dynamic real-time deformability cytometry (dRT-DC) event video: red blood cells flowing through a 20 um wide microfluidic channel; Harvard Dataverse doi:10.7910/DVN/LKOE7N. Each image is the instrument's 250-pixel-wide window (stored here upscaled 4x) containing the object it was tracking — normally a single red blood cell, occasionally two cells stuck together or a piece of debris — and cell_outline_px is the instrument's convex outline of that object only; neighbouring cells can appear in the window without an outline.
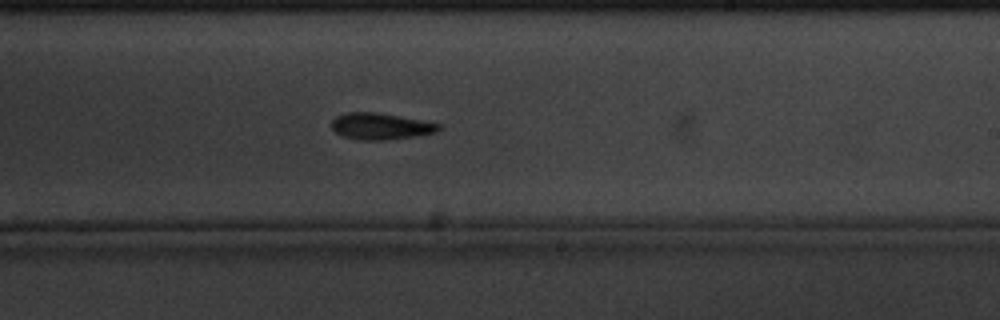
{"species": "common noctule bat (a hibernating species)", "species_latin": "Nyctalus noctula", "temperature_condition": "cold", "stored_images_in_passage": 56, "camera_frame_rate_fps": 3000, "um_per_image_px": 0.085, "animal": {"sex": "male", "body_mass_g": 20.1, "forearm_length_mm": 53.5}, "frame": {"image": 1, "passage_image": 30, "time_ms": 9.667, "image_size_px": [1000, 320], "cell_outline_px": [[440, 128], [436, 132], [416, 136], [384, 140], [360, 140], [344, 136], [336, 132], [332, 128], [332, 120], [336, 116], [348, 112], [376, 112], [420, 120], [440, 124]], "centroid_in_image_um": [32.33, 10.73], "position_along_channel_um": 256.7, "area_um2": 16.3}}
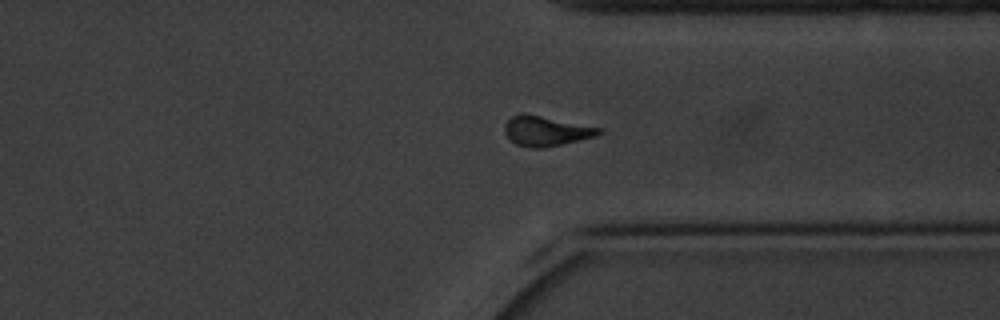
{"frame": {"image": 2, "passage_image": 40, "time_ms": 13.0, "image_size_px": [1000, 320], "cell_outline_px": [[604, 132], [596, 136], [544, 148], [532, 148], [516, 144], [504, 132], [504, 124], [512, 116], [524, 112], [604, 128]], "centroid_in_image_um": [46.44, 11.12], "position_along_channel_um": 365.0, "area_um2": 16.59}}
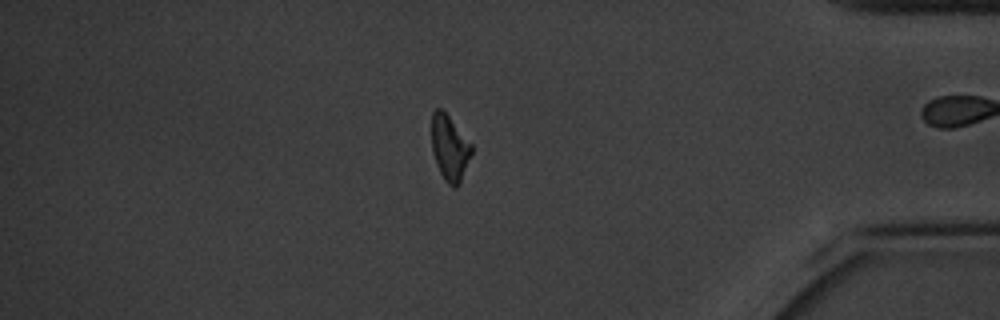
{"frame": {"image": 3, "passage_image": 46, "time_ms": 15.0, "image_size_px": [1000, 320], "cell_outline_px": [[472, 152], [460, 184], [456, 188], [452, 188], [444, 180], [436, 164], [432, 152], [432, 112], [436, 108], [440, 108], [448, 116], [472, 144]], "centroid_in_image_um": [38.22, 12.61], "position_along_channel_um": 397.0, "area_um2": 15.2}, "authors_computed_cell_mechanics": {"area_um2": 16.5308, "velocity_mm_per_s": 3.2645, "shape_relaxation_time_tau1_ms": 3.0922, "shape_relaxation_time_tau2_ms": null, "deformation_change_tau1": 0.1443, "deformation_change_tau2": null}}